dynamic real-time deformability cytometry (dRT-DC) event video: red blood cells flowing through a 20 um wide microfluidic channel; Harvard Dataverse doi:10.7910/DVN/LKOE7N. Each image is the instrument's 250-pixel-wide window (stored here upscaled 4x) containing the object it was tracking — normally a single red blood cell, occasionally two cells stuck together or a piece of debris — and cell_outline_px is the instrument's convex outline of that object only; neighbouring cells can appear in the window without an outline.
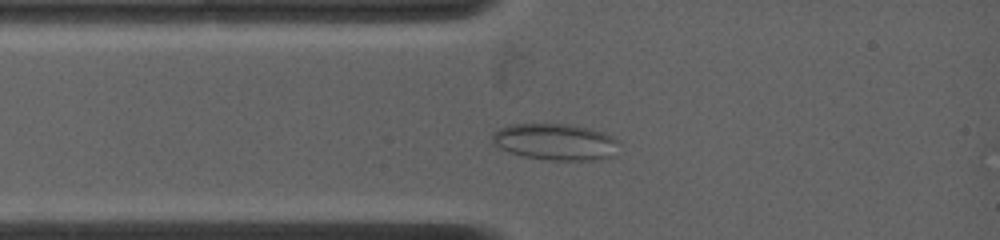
{"species": "common noctule bat (a hibernating species)", "species_latin": "Nyctalus noctula", "temperature_condition": "warm", "stored_images_in_passage": 10, "camera_frame_rate_fps": 4500, "um_per_image_px": 0.085, "animal": {"sex": "female", "body_mass_g": 19.0, "forearm_length_mm": 53.3}, "frame": {"image": 1, "passage_image": 8, "time_ms": 2.0, "image_size_px": [1000, 240], "cell_outline_px": [[620, 144], [616, 156], [600, 160], [552, 160], [524, 156], [500, 148], [492, 140], [492, 136], [500, 128], [512, 124], [572, 124], [604, 132], [620, 140]], "centroid_in_image_um": [47.33, 12.06], "position_along_channel_um": 37.7, "area_um2": 27.11}}